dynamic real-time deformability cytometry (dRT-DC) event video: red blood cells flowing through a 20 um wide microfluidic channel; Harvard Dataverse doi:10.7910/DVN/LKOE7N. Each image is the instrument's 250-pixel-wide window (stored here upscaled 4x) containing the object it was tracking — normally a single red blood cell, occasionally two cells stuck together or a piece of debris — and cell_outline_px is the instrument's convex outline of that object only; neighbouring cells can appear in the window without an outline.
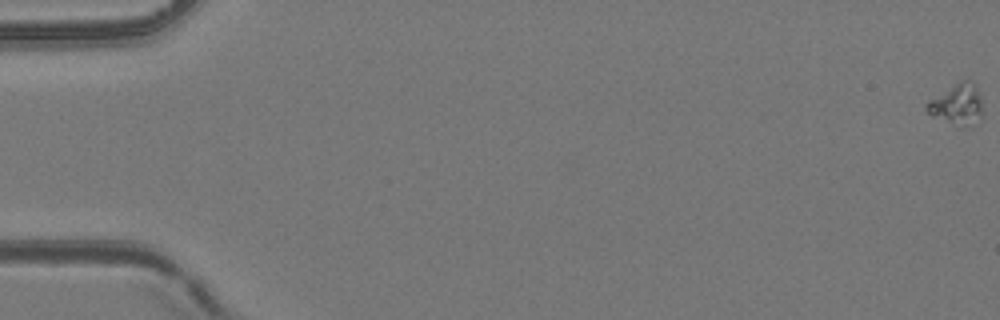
{"species": "common noctule bat (a hibernating species)", "species_latin": "Nyctalus noctula", "temperature_condition": "room temperature", "stored_images_in_passage": 55, "camera_frame_rate_fps": 3000, "um_per_image_px": 0.085, "animal": {"sex": "female", "body_mass_g": 24.6, "forearm_length_mm": 56.2}, "frame": {"image": 1, "passage_image": 1, "time_ms": 0.0, "image_size_px": [1000, 320], "cell_outline_px": [[980, 116], [968, 128], [964, 128], [932, 116], [924, 108], [924, 104], [928, 100], [960, 80], [972, 80], [980, 96]], "centroid_in_image_um": [81.3, 8.87], "position_along_channel_um": 3.7, "area_um2": 13.18}}
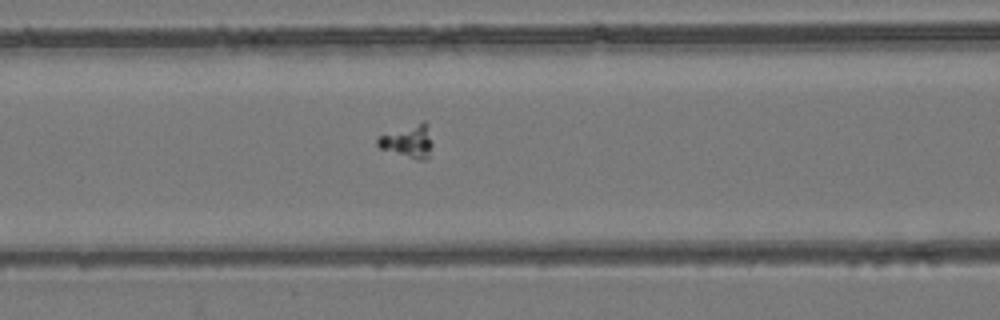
{"frame": {"image": 2, "passage_image": 25, "time_ms": 8.0, "image_size_px": [1000, 320], "cell_outline_px": [[432, 144], [428, 156], [424, 160], [420, 160], [380, 148], [376, 144], [376, 140], [380, 136], [424, 120], [428, 124]], "centroid_in_image_um": [34.72, 11.99], "position_along_channel_um": 131.9, "area_um2": 10.17}}